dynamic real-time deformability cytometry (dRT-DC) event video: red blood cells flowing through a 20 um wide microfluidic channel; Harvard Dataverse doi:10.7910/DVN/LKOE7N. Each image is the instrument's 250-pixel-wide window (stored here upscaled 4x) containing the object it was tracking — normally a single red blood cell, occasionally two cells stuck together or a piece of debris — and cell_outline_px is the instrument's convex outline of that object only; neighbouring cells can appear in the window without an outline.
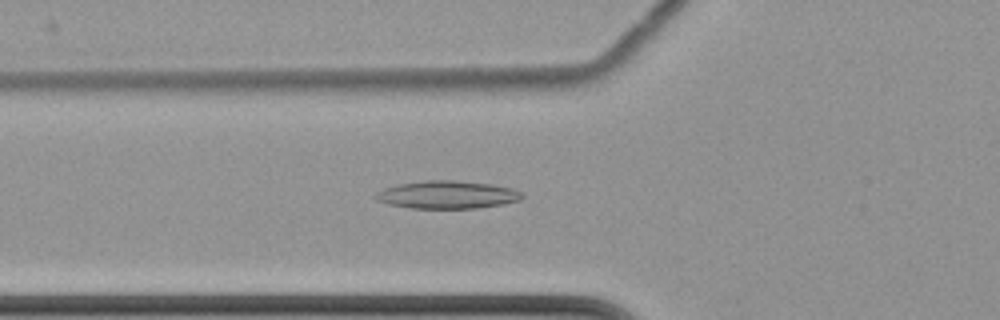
{"species": "common noctule bat (a hibernating species)", "species_latin": "Nyctalus noctula", "temperature_condition": "cold", "stored_images_in_passage": 42, "camera_frame_rate_fps": 3000, "um_per_image_px": 0.085, "animal": {"sex": "female", "body_mass_g": 22.7, "forearm_length_mm": 54.2}, "frame": {"image": 1, "passage_image": 5, "time_ms": 1.333, "image_size_px": [1000, 320], "cell_outline_px": [[524, 196], [520, 200], [504, 204], [476, 208], [412, 208], [388, 204], [376, 200], [372, 196], [376, 192], [384, 188], [400, 184], [424, 180], [456, 180], [492, 184], [512, 188], [520, 192]], "centroid_in_image_um": [38.0, 16.55], "position_along_channel_um": 87.8, "area_um2": 23.81}}
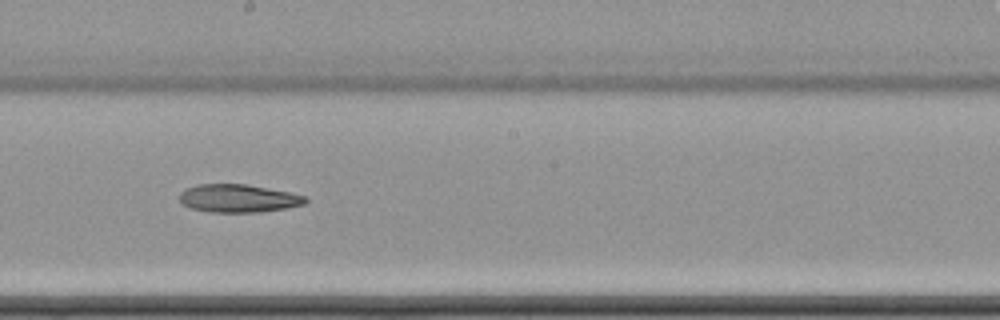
{"frame": {"image": 2, "passage_image": 17, "time_ms": 5.333, "image_size_px": [1000, 320], "cell_outline_px": [[308, 200], [304, 204], [284, 208], [256, 212], [208, 212], [192, 208], [184, 204], [180, 200], [180, 192], [184, 188], [200, 184], [248, 184], [292, 192], [308, 196]], "centroid_in_image_um": [20.28, 16.84], "position_along_channel_um": 227.9, "area_um2": 20.63}}
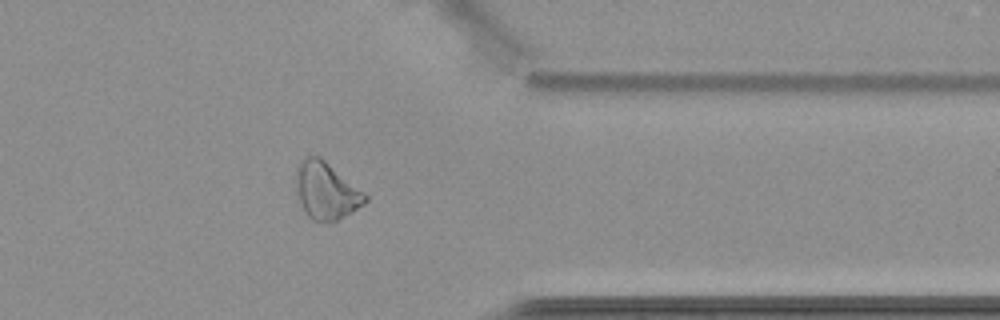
{"frame": {"image": 3, "passage_image": 31, "time_ms": 10.0, "image_size_px": [1000, 320], "cell_outline_px": [[368, 200], [364, 204], [352, 212], [336, 220], [324, 224], [320, 224], [312, 220], [304, 212], [300, 204], [296, 192], [296, 168], [300, 160], [304, 156], [320, 156], [364, 192], [368, 196]], "centroid_in_image_um": [27.69, 16.23], "position_along_channel_um": 383.7, "area_um2": 23.35}}